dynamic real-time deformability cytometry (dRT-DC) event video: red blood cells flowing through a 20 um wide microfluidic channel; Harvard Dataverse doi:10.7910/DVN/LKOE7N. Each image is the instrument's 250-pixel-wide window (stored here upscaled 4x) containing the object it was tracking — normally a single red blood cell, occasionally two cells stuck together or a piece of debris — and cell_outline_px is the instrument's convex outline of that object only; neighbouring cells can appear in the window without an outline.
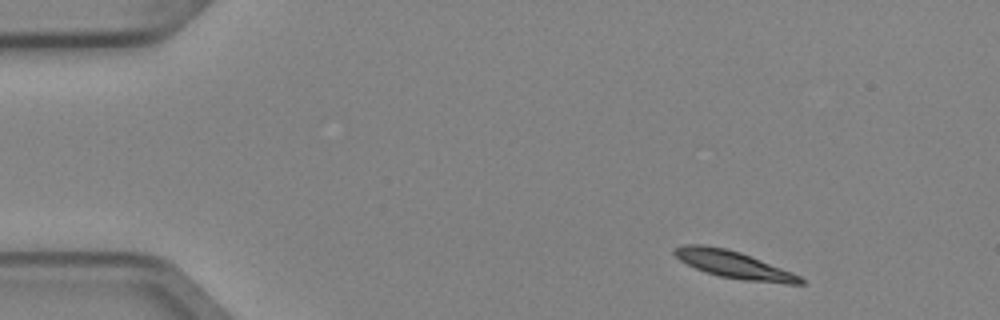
{"species": "Egyptian fruit bat (a non-hibernating species)", "species_latin": "Rousettus aegyptiacus", "temperature_condition": "cold", "stored_images_in_passage": 4, "camera_frame_rate_fps": 3000, "um_per_image_px": 0.085, "animal": {"sex": "female"}, "frame": {"image": 1, "passage_image": 1, "time_ms": 0.0, "image_size_px": [1000, 320], "cell_outline_px": [[804, 284], [788, 284], [744, 280], [720, 276], [696, 268], [680, 260], [672, 252], [672, 248], [680, 244], [704, 244], [724, 248], [740, 252], [792, 272], [800, 276], [804, 280]], "centroid_in_image_um": [62.34, 22.48], "position_along_channel_um": 22.7, "area_um2": 19.88}}
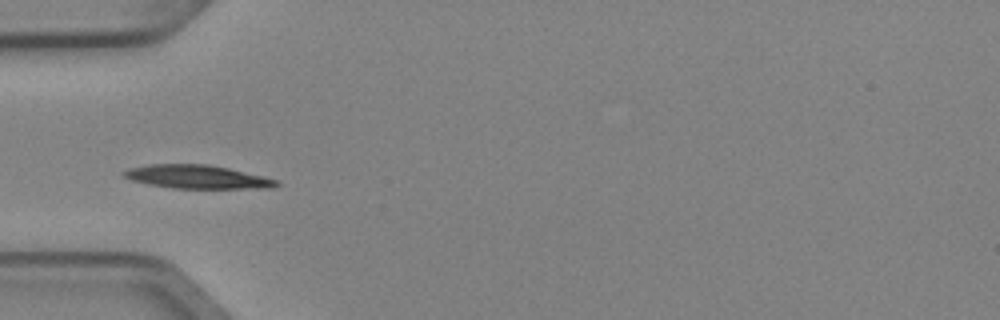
{"frame": {"image": 2, "passage_image": 4, "time_ms": 1.0, "image_size_px": [1000, 320], "cell_outline_px": [[280, 184], [272, 188], [172, 188], [148, 184], [132, 180], [124, 176], [120, 172], [128, 168], [148, 164], [208, 164], [228, 168], [264, 176], [280, 180]], "centroid_in_image_um": [16.77, 15.03], "position_along_channel_um": 68.2, "area_um2": 20.98}}